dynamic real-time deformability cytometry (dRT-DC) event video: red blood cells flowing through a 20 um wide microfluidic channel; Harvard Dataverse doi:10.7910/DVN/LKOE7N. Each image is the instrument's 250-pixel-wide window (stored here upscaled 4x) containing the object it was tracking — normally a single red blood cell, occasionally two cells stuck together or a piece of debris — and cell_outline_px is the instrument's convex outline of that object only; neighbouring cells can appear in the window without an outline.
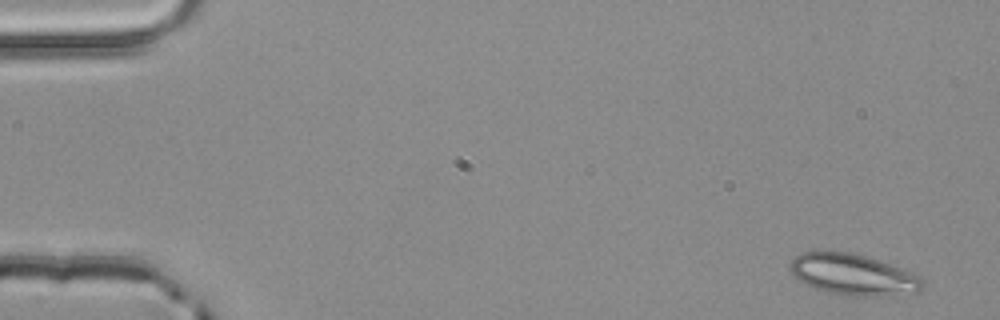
{"species": "common noctule bat (a hibernating species)", "species_latin": "Nyctalus noctula", "temperature_condition": "room temperature", "stored_images_in_passage": 4, "camera_frame_rate_fps": 3000, "um_per_image_px": 0.085, "animal": {"sex": "male", "body_mass_g": 20.4}, "frame": {"image": 1, "passage_image": 1, "time_ms": 0.0, "image_size_px": [1000, 320], "cell_outline_px": [[924, 288], [920, 292], [892, 296], [848, 296], [824, 292], [800, 280], [792, 272], [792, 260], [800, 252], [852, 252], [868, 256], [912, 272], [920, 276], [924, 280]], "centroid_in_image_um": [72.62, 23.36], "position_along_channel_um": 12.4, "area_um2": 31.85}}